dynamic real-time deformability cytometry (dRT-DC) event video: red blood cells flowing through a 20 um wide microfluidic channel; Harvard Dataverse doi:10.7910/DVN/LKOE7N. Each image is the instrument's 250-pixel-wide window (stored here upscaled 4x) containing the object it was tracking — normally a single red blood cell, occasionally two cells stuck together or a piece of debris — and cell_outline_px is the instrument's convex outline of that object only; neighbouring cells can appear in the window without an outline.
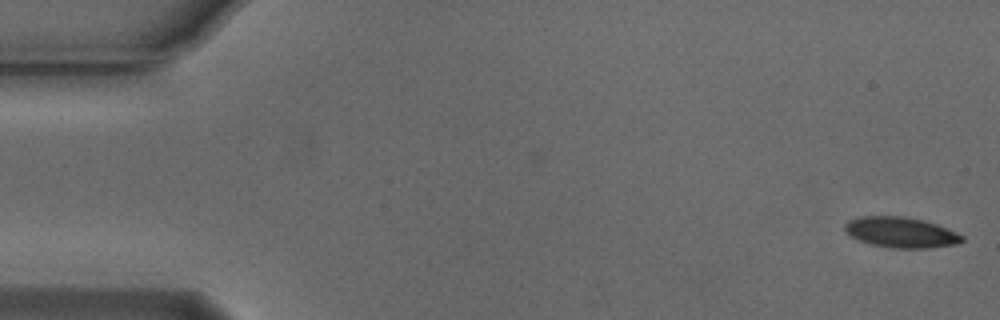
{"species": "Egyptian fruit bat (a non-hibernating species)", "species_latin": "Rousettus aegyptiacus", "temperature_condition": "cold", "stored_images_in_passage": 54, "camera_frame_rate_fps": 3000, "um_per_image_px": 0.085, "animal": {"sex": "male"}, "frame": {"image": 1, "passage_image": 1, "time_ms": 0.0, "image_size_px": [1000, 320], "cell_outline_px": [[964, 240], [956, 244], [928, 248], [892, 248], [872, 244], [860, 240], [852, 236], [844, 228], [844, 224], [848, 220], [860, 216], [904, 216], [924, 220], [936, 224], [956, 232], [964, 236]], "centroid_in_image_um": [76.59, 19.74], "position_along_channel_um": 8.4, "area_um2": 20.75}}
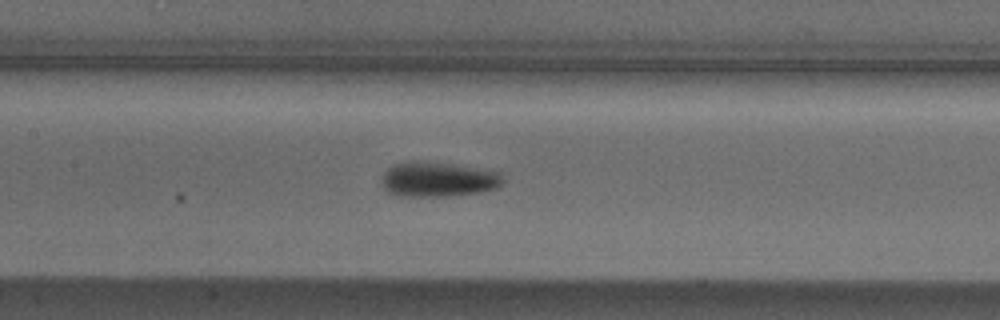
{"frame": {"image": 2, "passage_image": 25, "time_ms": 8.0, "image_size_px": [1000, 320], "cell_outline_px": [[504, 180], [496, 188], [480, 192], [452, 196], [396, 196], [388, 192], [380, 184], [380, 176], [388, 168], [396, 164], [444, 164], [500, 172]], "centroid_in_image_um": [37.2, 15.31], "position_along_channel_um": 170.2, "area_um2": 23.76}}
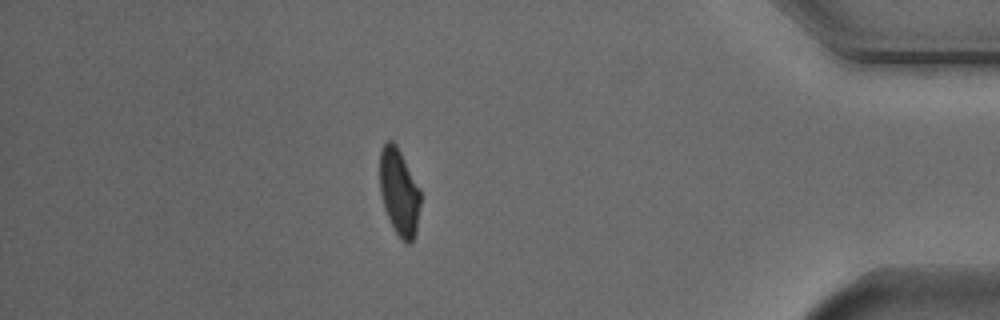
{"frame": {"image": 3, "passage_image": 47, "time_ms": 15.333, "image_size_px": [1000, 320], "cell_outline_px": [[420, 204], [416, 232], [412, 240], [408, 244], [396, 232], [384, 208], [380, 192], [380, 152], [384, 144], [388, 140], [392, 140], [396, 144], [420, 188]], "centroid_in_image_um": [33.93, 16.29], "position_along_channel_um": 401.3, "area_um2": 20.29}, "authors_computed_cell_mechanics": {"area_um2": 22.0218, "velocity_mm_per_s": 3.7505, "shape_relaxation_time_tau1_ms": 3.2199, "shape_relaxation_time_tau2_ms": 5.0066, "deformation_change_tau1": 0.1208, "deformation_change_tau2": 0.0888}}